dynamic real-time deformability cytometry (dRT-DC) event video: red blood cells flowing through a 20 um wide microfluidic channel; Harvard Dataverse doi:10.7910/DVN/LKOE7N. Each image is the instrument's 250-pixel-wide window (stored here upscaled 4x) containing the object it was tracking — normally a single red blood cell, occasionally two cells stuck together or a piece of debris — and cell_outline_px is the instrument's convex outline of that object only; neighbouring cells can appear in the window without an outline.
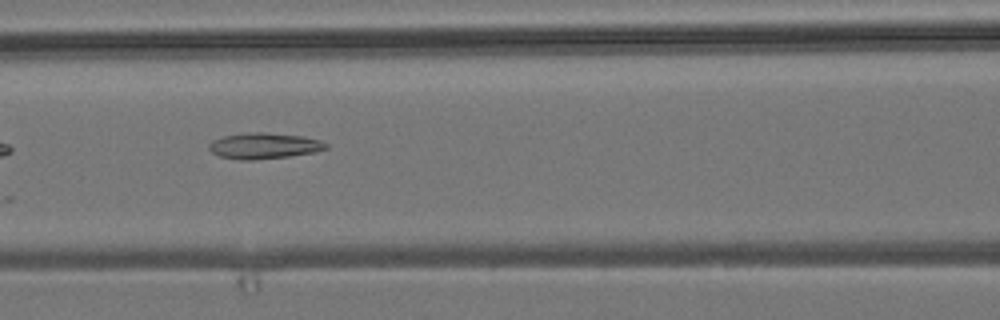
{"species": "common noctule bat (a hibernating species)", "species_latin": "Nyctalus noctula", "temperature_condition": "room temperature", "stored_images_in_passage": 8, "camera_frame_rate_fps": 3000, "um_per_image_px": 0.085, "animal": {"sex": "male", "body_mass_g": 19.2, "forearm_length_mm": 51.8}, "frame": {"image": 1, "passage_image": 4, "time_ms": 3.667, "image_size_px": [1000, 320], "cell_outline_px": [[328, 148], [316, 152], [288, 156], [252, 160], [240, 160], [220, 156], [212, 152], [208, 148], [208, 144], [212, 140], [224, 136], [248, 132], [264, 132], [304, 136], [320, 140], [328, 144]], "centroid_in_image_um": [22.45, 12.39], "position_along_channel_um": 144.1, "area_um2": 17.74}}
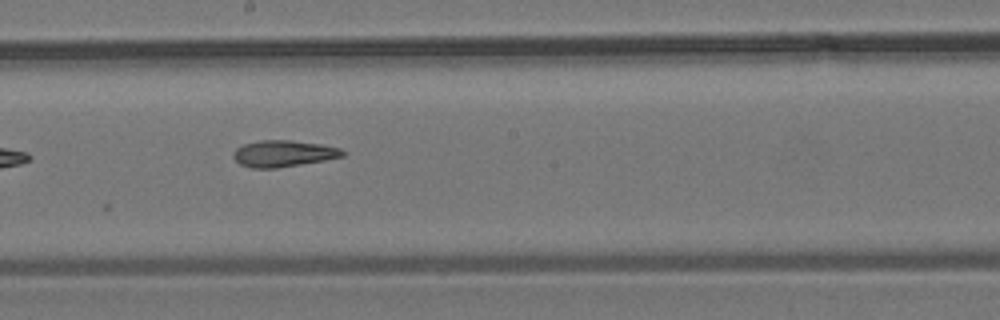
{"frame": {"image": 2, "passage_image": 6, "time_ms": 5.667, "image_size_px": [1000, 320], "cell_outline_px": [[348, 152], [344, 156], [324, 160], [276, 168], [252, 168], [240, 164], [232, 156], [232, 152], [236, 148], [244, 144], [260, 140], [292, 140], [320, 144], [340, 148]], "centroid_in_image_um": [24.09, 13.04], "position_along_channel_um": 224.1, "area_um2": 16.88}}
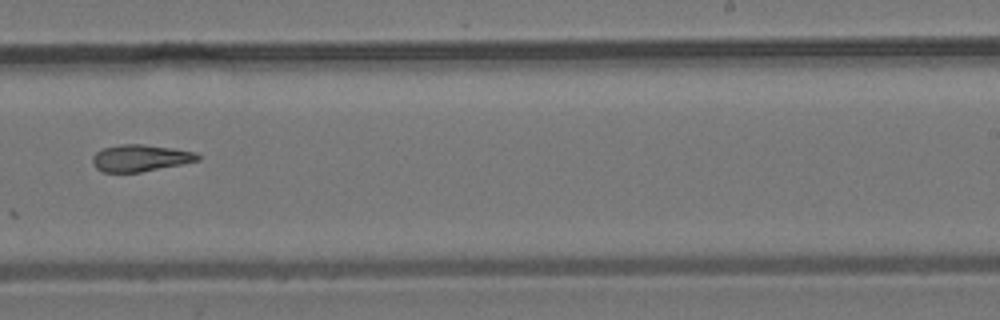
{"frame": {"image": 3, "passage_image": 7, "time_ms": 7.0, "image_size_px": [1000, 320], "cell_outline_px": [[200, 160], [140, 172], [104, 172], [96, 168], [92, 164], [92, 156], [100, 148], [120, 144], [144, 144], [172, 148], [196, 152], [200, 156]], "centroid_in_image_um": [11.88, 13.42], "position_along_channel_um": 277.1, "area_um2": 16.47}}